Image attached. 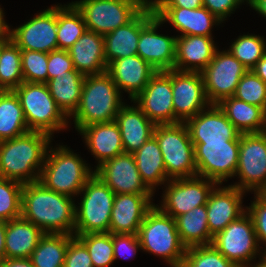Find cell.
Returning a JSON list of instances; mask_svg holds the SVG:
<instances>
[{
    "instance_id": "8fae6325",
    "label": "cell",
    "mask_w": 266,
    "mask_h": 267,
    "mask_svg": "<svg viewBox=\"0 0 266 267\" xmlns=\"http://www.w3.org/2000/svg\"><path fill=\"white\" fill-rule=\"evenodd\" d=\"M240 182L231 184L245 192L258 193L266 185V132L240 134L236 173Z\"/></svg>"
},
{
    "instance_id": "5bb4252c",
    "label": "cell",
    "mask_w": 266,
    "mask_h": 267,
    "mask_svg": "<svg viewBox=\"0 0 266 267\" xmlns=\"http://www.w3.org/2000/svg\"><path fill=\"white\" fill-rule=\"evenodd\" d=\"M160 207L163 213L174 219L195 207L206 205L210 192L217 185L205 177L171 179L165 184Z\"/></svg>"
},
{
    "instance_id": "6f0895ef",
    "label": "cell",
    "mask_w": 266,
    "mask_h": 267,
    "mask_svg": "<svg viewBox=\"0 0 266 267\" xmlns=\"http://www.w3.org/2000/svg\"><path fill=\"white\" fill-rule=\"evenodd\" d=\"M10 35H2L0 37V56H1V51L2 48L10 41Z\"/></svg>"
},
{
    "instance_id": "44dd1931",
    "label": "cell",
    "mask_w": 266,
    "mask_h": 267,
    "mask_svg": "<svg viewBox=\"0 0 266 267\" xmlns=\"http://www.w3.org/2000/svg\"><path fill=\"white\" fill-rule=\"evenodd\" d=\"M244 193L231 185L223 188L216 185L210 192L206 209L209 232L213 237L246 212L242 205Z\"/></svg>"
},
{
    "instance_id": "7bdbcfd3",
    "label": "cell",
    "mask_w": 266,
    "mask_h": 267,
    "mask_svg": "<svg viewBox=\"0 0 266 267\" xmlns=\"http://www.w3.org/2000/svg\"><path fill=\"white\" fill-rule=\"evenodd\" d=\"M234 97L266 111V84L251 70L240 79Z\"/></svg>"
},
{
    "instance_id": "484cf974",
    "label": "cell",
    "mask_w": 266,
    "mask_h": 267,
    "mask_svg": "<svg viewBox=\"0 0 266 267\" xmlns=\"http://www.w3.org/2000/svg\"><path fill=\"white\" fill-rule=\"evenodd\" d=\"M174 70L201 72L218 49L213 37L198 35L176 36Z\"/></svg>"
},
{
    "instance_id": "e0dca14e",
    "label": "cell",
    "mask_w": 266,
    "mask_h": 267,
    "mask_svg": "<svg viewBox=\"0 0 266 267\" xmlns=\"http://www.w3.org/2000/svg\"><path fill=\"white\" fill-rule=\"evenodd\" d=\"M175 116L185 122L211 105L206 96L201 72L171 69Z\"/></svg>"
},
{
    "instance_id": "8d00e7d4",
    "label": "cell",
    "mask_w": 266,
    "mask_h": 267,
    "mask_svg": "<svg viewBox=\"0 0 266 267\" xmlns=\"http://www.w3.org/2000/svg\"><path fill=\"white\" fill-rule=\"evenodd\" d=\"M87 30L82 14L72 4H57L58 49L68 50Z\"/></svg>"
},
{
    "instance_id": "b9f144b4",
    "label": "cell",
    "mask_w": 266,
    "mask_h": 267,
    "mask_svg": "<svg viewBox=\"0 0 266 267\" xmlns=\"http://www.w3.org/2000/svg\"><path fill=\"white\" fill-rule=\"evenodd\" d=\"M181 267H237L212 244L186 248Z\"/></svg>"
},
{
    "instance_id": "94428289",
    "label": "cell",
    "mask_w": 266,
    "mask_h": 267,
    "mask_svg": "<svg viewBox=\"0 0 266 267\" xmlns=\"http://www.w3.org/2000/svg\"><path fill=\"white\" fill-rule=\"evenodd\" d=\"M142 3H144L146 6H152L153 0H140Z\"/></svg>"
},
{
    "instance_id": "c3c4849f",
    "label": "cell",
    "mask_w": 266,
    "mask_h": 267,
    "mask_svg": "<svg viewBox=\"0 0 266 267\" xmlns=\"http://www.w3.org/2000/svg\"><path fill=\"white\" fill-rule=\"evenodd\" d=\"M75 70L68 50L56 49L48 53V80Z\"/></svg>"
},
{
    "instance_id": "ab89813d",
    "label": "cell",
    "mask_w": 266,
    "mask_h": 267,
    "mask_svg": "<svg viewBox=\"0 0 266 267\" xmlns=\"http://www.w3.org/2000/svg\"><path fill=\"white\" fill-rule=\"evenodd\" d=\"M76 237L86 246L93 267H109L115 261L112 233H88Z\"/></svg>"
},
{
    "instance_id": "f907efd6",
    "label": "cell",
    "mask_w": 266,
    "mask_h": 267,
    "mask_svg": "<svg viewBox=\"0 0 266 267\" xmlns=\"http://www.w3.org/2000/svg\"><path fill=\"white\" fill-rule=\"evenodd\" d=\"M203 6V0H153L152 7H183L197 9Z\"/></svg>"
},
{
    "instance_id": "836d02e7",
    "label": "cell",
    "mask_w": 266,
    "mask_h": 267,
    "mask_svg": "<svg viewBox=\"0 0 266 267\" xmlns=\"http://www.w3.org/2000/svg\"><path fill=\"white\" fill-rule=\"evenodd\" d=\"M175 221L180 240L186 248L212 244L206 205L193 208L176 217Z\"/></svg>"
},
{
    "instance_id": "680465c9",
    "label": "cell",
    "mask_w": 266,
    "mask_h": 267,
    "mask_svg": "<svg viewBox=\"0 0 266 267\" xmlns=\"http://www.w3.org/2000/svg\"><path fill=\"white\" fill-rule=\"evenodd\" d=\"M261 257H262V258H261ZM260 258H261V259H260ZM259 259H260V261H258V263H256V265L253 264L254 266H252V267H266V256L261 255V256L259 257Z\"/></svg>"
},
{
    "instance_id": "7c38bea8",
    "label": "cell",
    "mask_w": 266,
    "mask_h": 267,
    "mask_svg": "<svg viewBox=\"0 0 266 267\" xmlns=\"http://www.w3.org/2000/svg\"><path fill=\"white\" fill-rule=\"evenodd\" d=\"M197 176L218 186L234 177L238 165L239 142H192Z\"/></svg>"
},
{
    "instance_id": "74e56055",
    "label": "cell",
    "mask_w": 266,
    "mask_h": 267,
    "mask_svg": "<svg viewBox=\"0 0 266 267\" xmlns=\"http://www.w3.org/2000/svg\"><path fill=\"white\" fill-rule=\"evenodd\" d=\"M23 82L21 49L10 40L1 51L0 86L4 91H11Z\"/></svg>"
},
{
    "instance_id": "ba28073f",
    "label": "cell",
    "mask_w": 266,
    "mask_h": 267,
    "mask_svg": "<svg viewBox=\"0 0 266 267\" xmlns=\"http://www.w3.org/2000/svg\"><path fill=\"white\" fill-rule=\"evenodd\" d=\"M153 136L159 144L170 180L197 176L194 144L184 122L156 125Z\"/></svg>"
},
{
    "instance_id": "7402d4cb",
    "label": "cell",
    "mask_w": 266,
    "mask_h": 267,
    "mask_svg": "<svg viewBox=\"0 0 266 267\" xmlns=\"http://www.w3.org/2000/svg\"><path fill=\"white\" fill-rule=\"evenodd\" d=\"M154 194H115L109 232L138 234L146 213L155 205Z\"/></svg>"
},
{
    "instance_id": "7a4b0ae2",
    "label": "cell",
    "mask_w": 266,
    "mask_h": 267,
    "mask_svg": "<svg viewBox=\"0 0 266 267\" xmlns=\"http://www.w3.org/2000/svg\"><path fill=\"white\" fill-rule=\"evenodd\" d=\"M52 137L39 131L0 141V177L23 184L39 181Z\"/></svg>"
},
{
    "instance_id": "7dc6e473",
    "label": "cell",
    "mask_w": 266,
    "mask_h": 267,
    "mask_svg": "<svg viewBox=\"0 0 266 267\" xmlns=\"http://www.w3.org/2000/svg\"><path fill=\"white\" fill-rule=\"evenodd\" d=\"M114 260L119 257L126 259L134 257L137 251L142 249L137 234H114L112 233Z\"/></svg>"
},
{
    "instance_id": "1f68e13d",
    "label": "cell",
    "mask_w": 266,
    "mask_h": 267,
    "mask_svg": "<svg viewBox=\"0 0 266 267\" xmlns=\"http://www.w3.org/2000/svg\"><path fill=\"white\" fill-rule=\"evenodd\" d=\"M133 155L143 182L153 193L157 186L164 185L170 180L167 177L159 144L154 136L148 139Z\"/></svg>"
},
{
    "instance_id": "f6af8a7d",
    "label": "cell",
    "mask_w": 266,
    "mask_h": 267,
    "mask_svg": "<svg viewBox=\"0 0 266 267\" xmlns=\"http://www.w3.org/2000/svg\"><path fill=\"white\" fill-rule=\"evenodd\" d=\"M254 196V201L245 208L252 218L258 243L266 247V202L257 193H254ZM260 253L266 256V248Z\"/></svg>"
},
{
    "instance_id": "60d3db41",
    "label": "cell",
    "mask_w": 266,
    "mask_h": 267,
    "mask_svg": "<svg viewBox=\"0 0 266 267\" xmlns=\"http://www.w3.org/2000/svg\"><path fill=\"white\" fill-rule=\"evenodd\" d=\"M23 183L0 177V220L21 217Z\"/></svg>"
},
{
    "instance_id": "ffe728a7",
    "label": "cell",
    "mask_w": 266,
    "mask_h": 267,
    "mask_svg": "<svg viewBox=\"0 0 266 267\" xmlns=\"http://www.w3.org/2000/svg\"><path fill=\"white\" fill-rule=\"evenodd\" d=\"M161 24L163 23L154 16L141 29L137 55L156 71H169L174 69L177 37L157 33Z\"/></svg>"
},
{
    "instance_id": "db71d44e",
    "label": "cell",
    "mask_w": 266,
    "mask_h": 267,
    "mask_svg": "<svg viewBox=\"0 0 266 267\" xmlns=\"http://www.w3.org/2000/svg\"><path fill=\"white\" fill-rule=\"evenodd\" d=\"M247 4L266 19V0H248Z\"/></svg>"
},
{
    "instance_id": "4316f807",
    "label": "cell",
    "mask_w": 266,
    "mask_h": 267,
    "mask_svg": "<svg viewBox=\"0 0 266 267\" xmlns=\"http://www.w3.org/2000/svg\"><path fill=\"white\" fill-rule=\"evenodd\" d=\"M124 153L133 154L154 134L156 125L136 106L124 104L115 117Z\"/></svg>"
},
{
    "instance_id": "f5cc1de1",
    "label": "cell",
    "mask_w": 266,
    "mask_h": 267,
    "mask_svg": "<svg viewBox=\"0 0 266 267\" xmlns=\"http://www.w3.org/2000/svg\"><path fill=\"white\" fill-rule=\"evenodd\" d=\"M266 84V54L251 69Z\"/></svg>"
},
{
    "instance_id": "ee69618b",
    "label": "cell",
    "mask_w": 266,
    "mask_h": 267,
    "mask_svg": "<svg viewBox=\"0 0 266 267\" xmlns=\"http://www.w3.org/2000/svg\"><path fill=\"white\" fill-rule=\"evenodd\" d=\"M24 82L46 83L48 81V53L21 50Z\"/></svg>"
},
{
    "instance_id": "277c9868",
    "label": "cell",
    "mask_w": 266,
    "mask_h": 267,
    "mask_svg": "<svg viewBox=\"0 0 266 267\" xmlns=\"http://www.w3.org/2000/svg\"><path fill=\"white\" fill-rule=\"evenodd\" d=\"M49 148L39 182L57 193L70 197L79 195L85 183L94 175V171L70 148L64 145Z\"/></svg>"
},
{
    "instance_id": "f1b7e54d",
    "label": "cell",
    "mask_w": 266,
    "mask_h": 267,
    "mask_svg": "<svg viewBox=\"0 0 266 267\" xmlns=\"http://www.w3.org/2000/svg\"><path fill=\"white\" fill-rule=\"evenodd\" d=\"M75 70L83 75L101 74L107 71L104 56V37L86 30L68 49Z\"/></svg>"
},
{
    "instance_id": "bcb514c9",
    "label": "cell",
    "mask_w": 266,
    "mask_h": 267,
    "mask_svg": "<svg viewBox=\"0 0 266 267\" xmlns=\"http://www.w3.org/2000/svg\"><path fill=\"white\" fill-rule=\"evenodd\" d=\"M63 267H93L86 246L76 236L68 243Z\"/></svg>"
},
{
    "instance_id": "681fc988",
    "label": "cell",
    "mask_w": 266,
    "mask_h": 267,
    "mask_svg": "<svg viewBox=\"0 0 266 267\" xmlns=\"http://www.w3.org/2000/svg\"><path fill=\"white\" fill-rule=\"evenodd\" d=\"M244 1L247 3L248 0H203V6L223 23Z\"/></svg>"
},
{
    "instance_id": "11a10c76",
    "label": "cell",
    "mask_w": 266,
    "mask_h": 267,
    "mask_svg": "<svg viewBox=\"0 0 266 267\" xmlns=\"http://www.w3.org/2000/svg\"><path fill=\"white\" fill-rule=\"evenodd\" d=\"M5 233H6V222L0 220V262L5 259Z\"/></svg>"
},
{
    "instance_id": "5b68a950",
    "label": "cell",
    "mask_w": 266,
    "mask_h": 267,
    "mask_svg": "<svg viewBox=\"0 0 266 267\" xmlns=\"http://www.w3.org/2000/svg\"><path fill=\"white\" fill-rule=\"evenodd\" d=\"M141 250L162 257L170 267H181L186 247L182 244L173 217L154 205L138 230Z\"/></svg>"
},
{
    "instance_id": "2e32d148",
    "label": "cell",
    "mask_w": 266,
    "mask_h": 267,
    "mask_svg": "<svg viewBox=\"0 0 266 267\" xmlns=\"http://www.w3.org/2000/svg\"><path fill=\"white\" fill-rule=\"evenodd\" d=\"M9 35L21 50L49 53L58 49L57 5L41 11L19 27L9 29Z\"/></svg>"
},
{
    "instance_id": "ac0fdd59",
    "label": "cell",
    "mask_w": 266,
    "mask_h": 267,
    "mask_svg": "<svg viewBox=\"0 0 266 267\" xmlns=\"http://www.w3.org/2000/svg\"><path fill=\"white\" fill-rule=\"evenodd\" d=\"M94 174L115 194H154L143 182L133 154L123 153L104 161Z\"/></svg>"
},
{
    "instance_id": "9c48e42d",
    "label": "cell",
    "mask_w": 266,
    "mask_h": 267,
    "mask_svg": "<svg viewBox=\"0 0 266 267\" xmlns=\"http://www.w3.org/2000/svg\"><path fill=\"white\" fill-rule=\"evenodd\" d=\"M72 4L82 14L87 30L102 36L128 24L146 7L140 0H80Z\"/></svg>"
},
{
    "instance_id": "d590c367",
    "label": "cell",
    "mask_w": 266,
    "mask_h": 267,
    "mask_svg": "<svg viewBox=\"0 0 266 267\" xmlns=\"http://www.w3.org/2000/svg\"><path fill=\"white\" fill-rule=\"evenodd\" d=\"M73 235L45 233L29 258L34 267H63Z\"/></svg>"
},
{
    "instance_id": "3957f363",
    "label": "cell",
    "mask_w": 266,
    "mask_h": 267,
    "mask_svg": "<svg viewBox=\"0 0 266 267\" xmlns=\"http://www.w3.org/2000/svg\"><path fill=\"white\" fill-rule=\"evenodd\" d=\"M121 92L106 71L101 74L87 75L83 81L80 103L73 117L77 131L96 123L115 121L122 102Z\"/></svg>"
},
{
    "instance_id": "d6986e66",
    "label": "cell",
    "mask_w": 266,
    "mask_h": 267,
    "mask_svg": "<svg viewBox=\"0 0 266 267\" xmlns=\"http://www.w3.org/2000/svg\"><path fill=\"white\" fill-rule=\"evenodd\" d=\"M192 142H240V132L217 104L184 122Z\"/></svg>"
},
{
    "instance_id": "603a6c76",
    "label": "cell",
    "mask_w": 266,
    "mask_h": 267,
    "mask_svg": "<svg viewBox=\"0 0 266 267\" xmlns=\"http://www.w3.org/2000/svg\"><path fill=\"white\" fill-rule=\"evenodd\" d=\"M155 16L162 22H169L181 35L212 36V27L219 25V20L204 6L197 9L183 7H152Z\"/></svg>"
},
{
    "instance_id": "cb8c5ba5",
    "label": "cell",
    "mask_w": 266,
    "mask_h": 267,
    "mask_svg": "<svg viewBox=\"0 0 266 267\" xmlns=\"http://www.w3.org/2000/svg\"><path fill=\"white\" fill-rule=\"evenodd\" d=\"M154 16L152 6H146L131 22L103 36L107 66L116 59L137 55L140 31Z\"/></svg>"
},
{
    "instance_id": "83f0119b",
    "label": "cell",
    "mask_w": 266,
    "mask_h": 267,
    "mask_svg": "<svg viewBox=\"0 0 266 267\" xmlns=\"http://www.w3.org/2000/svg\"><path fill=\"white\" fill-rule=\"evenodd\" d=\"M78 132L83 135L88 149L98 161L96 168L124 153L120 129L115 121L85 126Z\"/></svg>"
},
{
    "instance_id": "9a60e30c",
    "label": "cell",
    "mask_w": 266,
    "mask_h": 267,
    "mask_svg": "<svg viewBox=\"0 0 266 267\" xmlns=\"http://www.w3.org/2000/svg\"><path fill=\"white\" fill-rule=\"evenodd\" d=\"M132 102L155 125L181 122L174 114L171 70L157 71Z\"/></svg>"
},
{
    "instance_id": "f35d334b",
    "label": "cell",
    "mask_w": 266,
    "mask_h": 267,
    "mask_svg": "<svg viewBox=\"0 0 266 267\" xmlns=\"http://www.w3.org/2000/svg\"><path fill=\"white\" fill-rule=\"evenodd\" d=\"M266 39L253 34L240 35L227 49L248 70L266 54Z\"/></svg>"
},
{
    "instance_id": "9f6ffc18",
    "label": "cell",
    "mask_w": 266,
    "mask_h": 267,
    "mask_svg": "<svg viewBox=\"0 0 266 267\" xmlns=\"http://www.w3.org/2000/svg\"><path fill=\"white\" fill-rule=\"evenodd\" d=\"M3 9L0 7V37L2 35H9L10 26L4 20Z\"/></svg>"
},
{
    "instance_id": "4dcf8cb0",
    "label": "cell",
    "mask_w": 266,
    "mask_h": 267,
    "mask_svg": "<svg viewBox=\"0 0 266 267\" xmlns=\"http://www.w3.org/2000/svg\"><path fill=\"white\" fill-rule=\"evenodd\" d=\"M217 105L241 134L266 132V111L263 108L234 96L222 99Z\"/></svg>"
},
{
    "instance_id": "52a82bcc",
    "label": "cell",
    "mask_w": 266,
    "mask_h": 267,
    "mask_svg": "<svg viewBox=\"0 0 266 267\" xmlns=\"http://www.w3.org/2000/svg\"><path fill=\"white\" fill-rule=\"evenodd\" d=\"M79 194L83 196L75 206L74 236L109 232L115 193L94 174Z\"/></svg>"
},
{
    "instance_id": "d6a6232c",
    "label": "cell",
    "mask_w": 266,
    "mask_h": 267,
    "mask_svg": "<svg viewBox=\"0 0 266 267\" xmlns=\"http://www.w3.org/2000/svg\"><path fill=\"white\" fill-rule=\"evenodd\" d=\"M85 75L77 70L61 74L46 82L57 106L69 118L78 108Z\"/></svg>"
},
{
    "instance_id": "30bf717a",
    "label": "cell",
    "mask_w": 266,
    "mask_h": 267,
    "mask_svg": "<svg viewBox=\"0 0 266 267\" xmlns=\"http://www.w3.org/2000/svg\"><path fill=\"white\" fill-rule=\"evenodd\" d=\"M212 245L237 267H252L260 252L253 221L247 211L217 233Z\"/></svg>"
},
{
    "instance_id": "8992f818",
    "label": "cell",
    "mask_w": 266,
    "mask_h": 267,
    "mask_svg": "<svg viewBox=\"0 0 266 267\" xmlns=\"http://www.w3.org/2000/svg\"><path fill=\"white\" fill-rule=\"evenodd\" d=\"M13 91L22 106L29 131L44 132L53 137L55 131L68 127L69 118L57 106L46 83L23 82Z\"/></svg>"
},
{
    "instance_id": "816d5d0a",
    "label": "cell",
    "mask_w": 266,
    "mask_h": 267,
    "mask_svg": "<svg viewBox=\"0 0 266 267\" xmlns=\"http://www.w3.org/2000/svg\"><path fill=\"white\" fill-rule=\"evenodd\" d=\"M0 267H34L32 261L29 258H5L0 262Z\"/></svg>"
},
{
    "instance_id": "4fadbf2b",
    "label": "cell",
    "mask_w": 266,
    "mask_h": 267,
    "mask_svg": "<svg viewBox=\"0 0 266 267\" xmlns=\"http://www.w3.org/2000/svg\"><path fill=\"white\" fill-rule=\"evenodd\" d=\"M248 69L228 50H216L211 62L201 71L206 96L211 104H218L234 96L242 76Z\"/></svg>"
},
{
    "instance_id": "6125c7cd",
    "label": "cell",
    "mask_w": 266,
    "mask_h": 267,
    "mask_svg": "<svg viewBox=\"0 0 266 267\" xmlns=\"http://www.w3.org/2000/svg\"><path fill=\"white\" fill-rule=\"evenodd\" d=\"M3 91H4L3 88L0 86V94H1Z\"/></svg>"
},
{
    "instance_id": "d4e9b609",
    "label": "cell",
    "mask_w": 266,
    "mask_h": 267,
    "mask_svg": "<svg viewBox=\"0 0 266 267\" xmlns=\"http://www.w3.org/2000/svg\"><path fill=\"white\" fill-rule=\"evenodd\" d=\"M107 72L120 92H127L133 101L157 71L140 56L134 55L112 61Z\"/></svg>"
},
{
    "instance_id": "91938a15",
    "label": "cell",
    "mask_w": 266,
    "mask_h": 267,
    "mask_svg": "<svg viewBox=\"0 0 266 267\" xmlns=\"http://www.w3.org/2000/svg\"><path fill=\"white\" fill-rule=\"evenodd\" d=\"M257 194L266 202V185Z\"/></svg>"
},
{
    "instance_id": "e575fe53",
    "label": "cell",
    "mask_w": 266,
    "mask_h": 267,
    "mask_svg": "<svg viewBox=\"0 0 266 267\" xmlns=\"http://www.w3.org/2000/svg\"><path fill=\"white\" fill-rule=\"evenodd\" d=\"M27 132L29 129L16 93L13 90L3 91L0 94V141Z\"/></svg>"
},
{
    "instance_id": "f546056e",
    "label": "cell",
    "mask_w": 266,
    "mask_h": 267,
    "mask_svg": "<svg viewBox=\"0 0 266 267\" xmlns=\"http://www.w3.org/2000/svg\"><path fill=\"white\" fill-rule=\"evenodd\" d=\"M44 232L22 217L6 222L5 258H30Z\"/></svg>"
},
{
    "instance_id": "6da1fadb",
    "label": "cell",
    "mask_w": 266,
    "mask_h": 267,
    "mask_svg": "<svg viewBox=\"0 0 266 267\" xmlns=\"http://www.w3.org/2000/svg\"><path fill=\"white\" fill-rule=\"evenodd\" d=\"M75 200L46 188L41 182L23 184L21 217L44 233L74 236Z\"/></svg>"
}]
</instances>
